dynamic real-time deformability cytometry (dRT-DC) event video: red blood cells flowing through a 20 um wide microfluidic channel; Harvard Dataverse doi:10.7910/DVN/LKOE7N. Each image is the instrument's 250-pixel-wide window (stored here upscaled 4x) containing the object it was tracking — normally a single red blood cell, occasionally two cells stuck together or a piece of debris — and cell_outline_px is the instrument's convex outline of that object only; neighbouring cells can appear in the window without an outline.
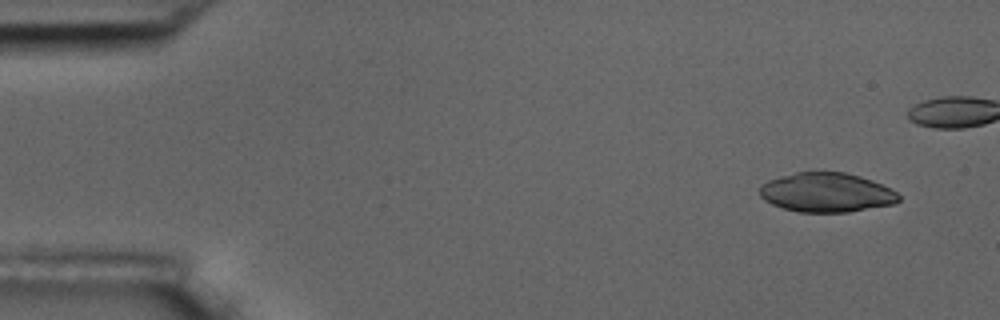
{"species": "common noctule bat (a hibernating species)", "species_latin": "Nyctalus noctula", "temperature_condition": "room temperature", "stored_images_in_passage": 5, "camera_frame_rate_fps": 3000, "um_per_image_px": 0.085, "animal": {"sex": "male", "body_mass_g": 17.5, "forearm_length_mm": 52.3}, "frame": {"image": 1, "passage_image": 1, "time_ms": 0.0, "image_size_px": [1000, 320], "cell_outline_px": [[900, 200], [896, 204], [848, 212], [800, 212], [784, 208], [772, 204], [764, 200], [760, 196], [760, 184], [768, 180], [780, 176], [796, 172], [844, 172], [860, 176], [872, 180], [896, 192], [900, 196]], "centroid_in_image_um": [70.25, 16.36], "position_along_channel_um": 14.8, "area_um2": 31.91}}